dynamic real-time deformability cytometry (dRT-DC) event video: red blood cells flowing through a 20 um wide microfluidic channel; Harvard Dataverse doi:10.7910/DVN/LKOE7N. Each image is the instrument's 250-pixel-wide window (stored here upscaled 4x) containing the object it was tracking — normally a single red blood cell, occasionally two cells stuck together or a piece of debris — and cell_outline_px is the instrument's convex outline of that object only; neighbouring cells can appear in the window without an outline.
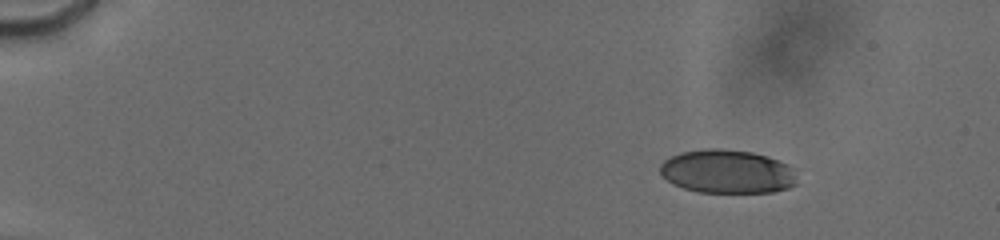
{"species": "human", "species_latin": "Homo sapiens", "temperature_condition": "cold", "stored_images_in_passage": 30, "camera_frame_rate_fps": 3000, "um_per_image_px": 0.085, "donor": {"sex": "male"}, "frame": {"image": 1, "passage_image": 7, "time_ms": 2.667, "image_size_px": [1000, 240], "cell_outline_px": [[796, 184], [788, 188], [772, 192], [700, 192], [684, 188], [672, 184], [660, 172], [660, 164], [664, 160], [680, 152], [704, 148], [720, 148], [752, 152], [768, 156], [788, 164], [792, 168]], "centroid_in_image_um": [61.8, 14.57], "position_along_channel_um": 23.2, "area_um2": 34.8}}
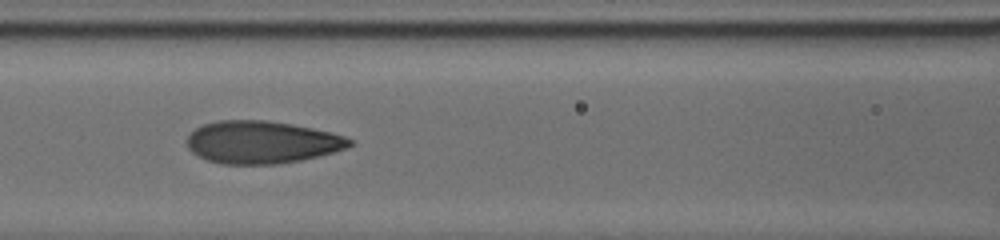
{"frame": {"image": 2, "passage_image": 22, "time_ms": 9.0, "image_size_px": [1000, 240], "cell_outline_px": [[356, 144], [320, 156], [300, 160], [276, 164], [220, 164], [208, 160], [192, 152], [188, 148], [188, 136], [196, 128], [204, 124], [220, 120], [264, 120], [292, 124], [332, 132], [356, 140]], "centroid_in_image_um": [22.3, 12.09], "position_along_channel_um": 144.3, "area_um2": 40.29}}
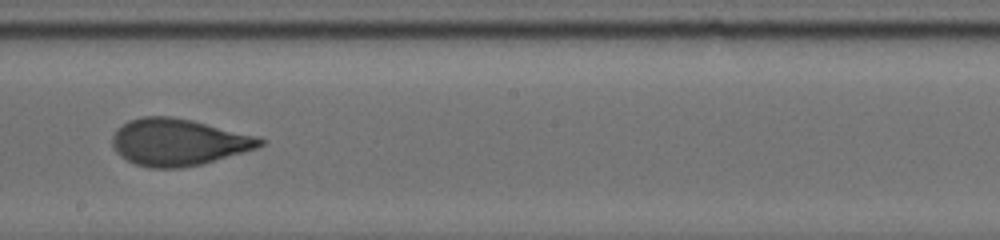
{"frame": {"image": 3, "passage_image": 28, "time_ms": 11.333, "image_size_px": [1000, 240], "cell_outline_px": [[264, 144], [256, 148], [200, 164], [180, 168], [148, 168], [136, 164], [120, 156], [116, 152], [112, 144], [112, 136], [116, 128], [128, 120], [140, 116], [172, 116], [192, 120], [256, 136], [264, 140]], "centroid_in_image_um": [15.09, 12.07], "position_along_channel_um": 233.1, "area_um2": 40.17}}